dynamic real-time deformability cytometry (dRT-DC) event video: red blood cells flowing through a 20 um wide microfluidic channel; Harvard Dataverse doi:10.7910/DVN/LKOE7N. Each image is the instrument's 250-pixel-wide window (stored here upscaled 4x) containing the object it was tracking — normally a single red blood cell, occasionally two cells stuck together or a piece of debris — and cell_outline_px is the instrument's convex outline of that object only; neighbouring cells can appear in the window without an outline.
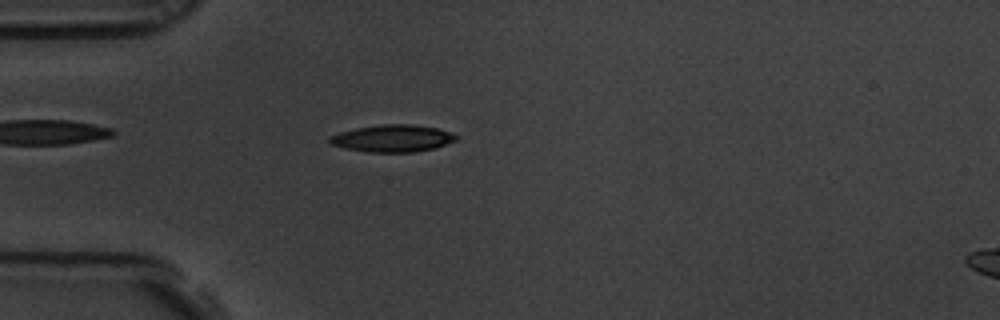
{"species": "common noctule bat (a hibernating species)", "species_latin": "Nyctalus noctula", "temperature_condition": "room temperature", "stored_images_in_passage": 58, "camera_frame_rate_fps": 3000, "um_per_image_px": 0.085, "animal": {"sex": "male", "body_mass_g": 19.5, "forearm_length_mm": 54.6}, "frame": {"image": 1, "passage_image": 16, "time_ms": 5.0, "image_size_px": [1000, 320], "cell_outline_px": [[460, 136], [456, 140], [436, 148], [416, 152], [368, 152], [344, 148], [332, 144], [328, 140], [328, 136], [340, 132], [356, 128], [380, 124], [412, 124], [436, 128], [452, 132]], "centroid_in_image_um": [33.39, 11.76], "position_along_channel_um": 51.6, "area_um2": 20.17}}
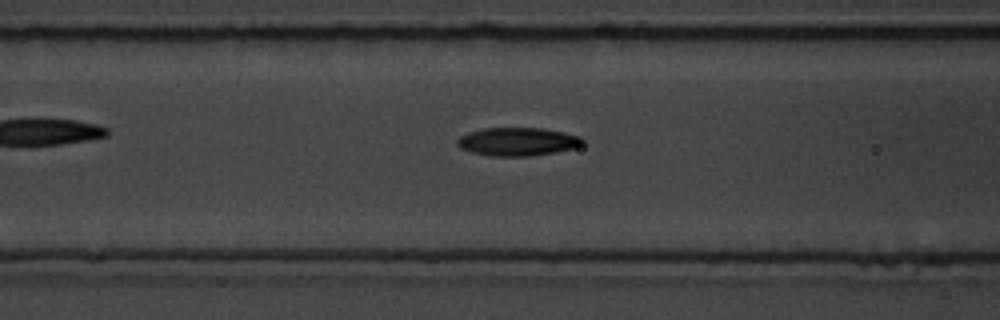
{"frame": {"image": 2, "passage_image": 23, "time_ms": 7.333, "image_size_px": [1000, 320], "cell_outline_px": [[584, 140], [580, 144], [572, 148], [556, 152], [528, 156], [492, 156], [472, 152], [460, 148], [456, 144], [456, 140], [460, 136], [468, 132], [484, 128], [540, 128], [580, 136]], "centroid_in_image_um": [43.93, 12.04], "position_along_channel_um": 122.7, "area_um2": 20.4}}
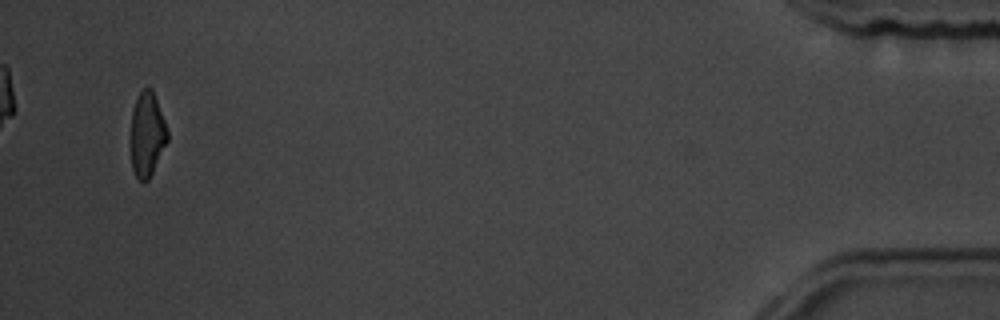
{"frame": {"image": 3, "passage_image": 56, "time_ms": 18.333, "image_size_px": [1000, 320], "cell_outline_px": [[168, 140], [148, 180], [136, 180], [132, 168], [132, 108], [140, 92], [148, 84], [152, 88], [164, 120], [168, 132]], "centroid_in_image_um": [12.51, 11.39], "position_along_channel_um": 422.7, "area_um2": 17.74}, "authors_computed_cell_mechanics": {"area_um2": 19.3052, "velocity_mm_per_s": 3.473, "shape_relaxation_time_tau1_ms": 4.2202, "shape_relaxation_time_tau2_ms": 4.4152, "deformation_change_tau1": 0.1397, "deformation_change_tau2": 0.1107}}